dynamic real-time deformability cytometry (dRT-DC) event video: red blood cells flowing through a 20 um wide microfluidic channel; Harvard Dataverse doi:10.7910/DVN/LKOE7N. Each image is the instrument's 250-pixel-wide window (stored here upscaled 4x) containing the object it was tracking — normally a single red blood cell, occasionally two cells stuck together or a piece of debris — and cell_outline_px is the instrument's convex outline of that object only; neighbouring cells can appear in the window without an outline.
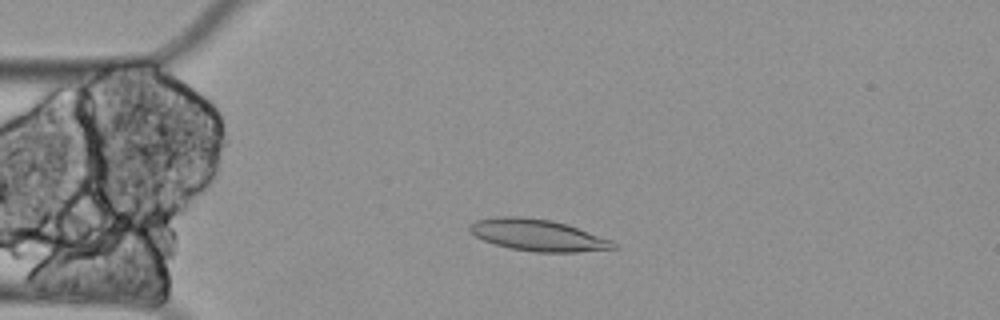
{"species": "Egyptian fruit bat (a non-hibernating species)", "species_latin": "Rousettus aegyptiacus", "temperature_condition": "cold", "stored_images_in_passage": 60, "camera_frame_rate_fps": 3000, "um_per_image_px": 0.085, "animal": {"sex": "female"}, "frame": {"image": 1, "passage_image": 14, "time_ms": 4.333, "image_size_px": [1000, 320], "cell_outline_px": [[620, 248], [576, 252], [536, 252], [508, 248], [484, 240], [476, 236], [468, 228], [468, 224], [476, 220], [496, 216], [524, 216], [552, 220], [612, 240]], "centroid_in_image_um": [45.69, 19.98], "position_along_channel_um": 39.3, "area_um2": 26.41}}
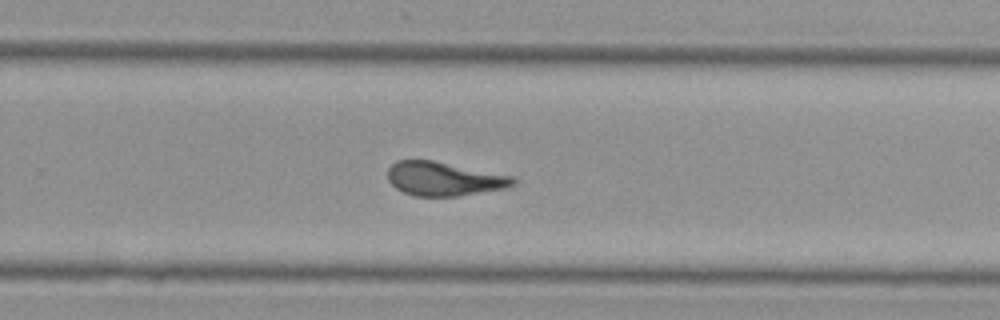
{"frame": {"image": 2, "passage_image": 39, "time_ms": 12.667, "image_size_px": [1000, 320], "cell_outline_px": [[516, 184], [504, 188], [456, 196], [416, 196], [404, 192], [396, 188], [388, 180], [388, 168], [396, 160], [432, 160], [512, 176], [516, 180]], "centroid_in_image_um": [37.71, 15.19], "position_along_channel_um": 292.1, "area_um2": 24.45}}
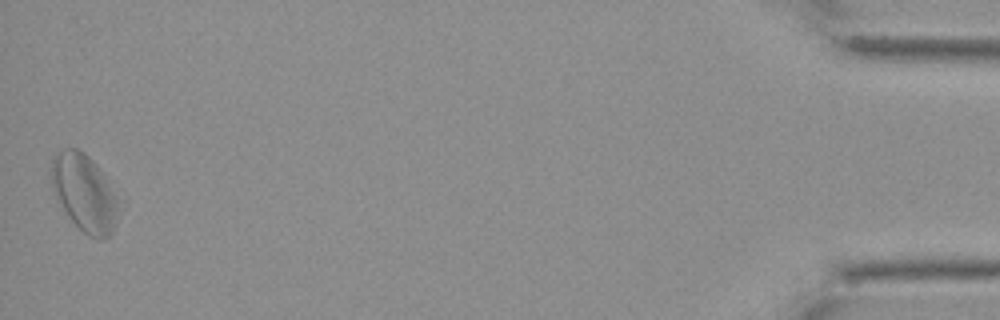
{"frame": {"image": 3, "passage_image": 60, "time_ms": 19.667, "image_size_px": [1000, 320], "cell_outline_px": [[128, 200], [112, 232], [104, 240], [100, 240], [88, 236], [68, 216], [56, 200], [52, 188], [48, 168], [56, 152], [64, 148], [76, 148], [84, 152], [96, 164]], "centroid_in_image_um": [7.29, 16.4], "position_along_channel_um": 427.9, "area_um2": 32.43}, "authors_computed_cell_mechanics": {"area_um2": 25.6343, "velocity_mm_per_s": 3.2402, "shape_relaxation_time_tau1_ms": 2.4803, "shape_relaxation_time_tau2_ms": 2.8527, "deformation_change_tau1": 0.0491, "deformation_change_tau2": 0.0884}}